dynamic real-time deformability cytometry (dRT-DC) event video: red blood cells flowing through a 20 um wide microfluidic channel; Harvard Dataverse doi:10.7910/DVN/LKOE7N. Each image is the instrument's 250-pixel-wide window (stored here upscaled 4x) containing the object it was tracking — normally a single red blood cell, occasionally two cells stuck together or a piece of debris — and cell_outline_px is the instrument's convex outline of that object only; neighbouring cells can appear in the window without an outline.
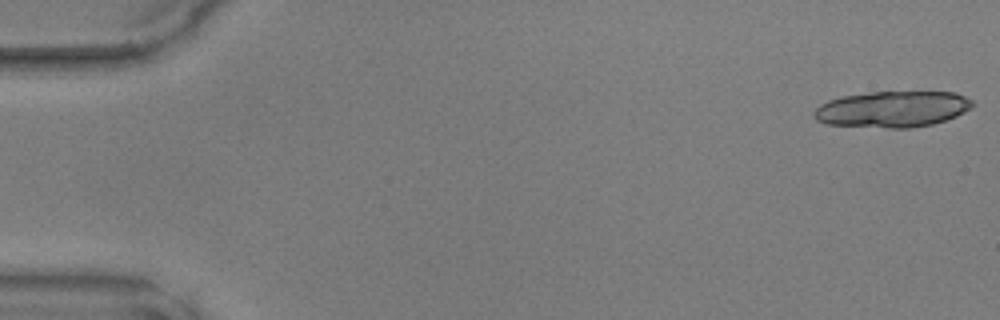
{"species": "common noctule bat (a hibernating species)", "species_latin": "Nyctalus noctula", "temperature_condition": "warm", "stored_images_in_passage": 36, "camera_frame_rate_fps": 3000, "um_per_image_px": 0.085, "animal": {"sex": "male", "body_mass_g": 17.9, "forearm_length_mm": 54.2}, "frame": {"image": 1, "passage_image": 1, "time_ms": 0.0, "image_size_px": [1000, 320], "cell_outline_px": [[976, 104], [964, 112], [956, 116], [932, 124], [912, 128], [888, 128], [828, 124], [816, 120], [812, 116], [812, 112], [820, 104], [828, 100], [844, 96], [868, 92], [956, 92], [972, 100]], "centroid_in_image_um": [75.85, 9.28], "position_along_channel_um": 9.1, "area_um2": 33.47}}